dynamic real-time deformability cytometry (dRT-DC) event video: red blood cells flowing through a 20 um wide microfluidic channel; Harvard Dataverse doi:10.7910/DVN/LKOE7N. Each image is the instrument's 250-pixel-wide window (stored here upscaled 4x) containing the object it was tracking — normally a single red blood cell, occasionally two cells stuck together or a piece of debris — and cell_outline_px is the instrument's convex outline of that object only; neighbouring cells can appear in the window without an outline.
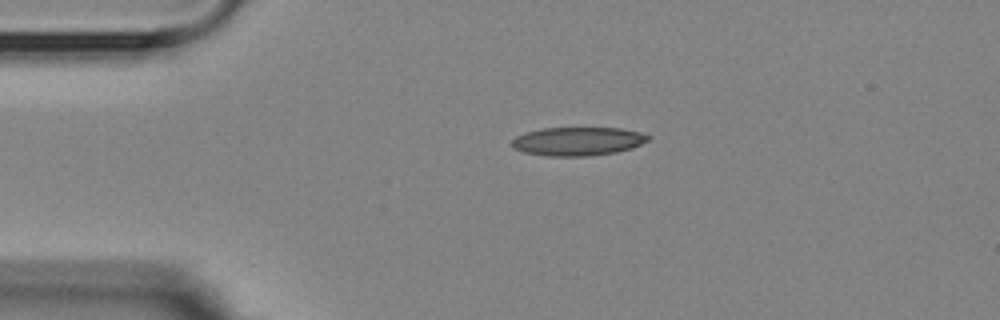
{"species": "Egyptian fruit bat (a non-hibernating species)", "species_latin": "Rousettus aegyptiacus", "temperature_condition": "room temperature", "stored_images_in_passage": 2, "camera_frame_rate_fps": 3000, "um_per_image_px": 0.085, "animal": {"sex": "female"}, "frame": {"image": 1, "passage_image": 1, "time_ms": 0.0, "image_size_px": [1000, 320], "cell_outline_px": [[652, 136], [648, 140], [632, 148], [616, 152], [588, 156], [548, 156], [524, 152], [512, 148], [512, 140], [516, 136], [524, 132], [540, 128], [620, 128], [644, 132]], "centroid_in_image_um": [49.12, 12.0], "position_along_channel_um": 35.9, "area_um2": 22.89}}